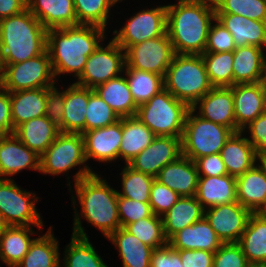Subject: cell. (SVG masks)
<instances>
[{
    "instance_id": "6da1fadb",
    "label": "cell",
    "mask_w": 266,
    "mask_h": 267,
    "mask_svg": "<svg viewBox=\"0 0 266 267\" xmlns=\"http://www.w3.org/2000/svg\"><path fill=\"white\" fill-rule=\"evenodd\" d=\"M215 19L213 0H179L167 5L166 32L175 54L202 55Z\"/></svg>"
},
{
    "instance_id": "7a4b0ae2",
    "label": "cell",
    "mask_w": 266,
    "mask_h": 267,
    "mask_svg": "<svg viewBox=\"0 0 266 267\" xmlns=\"http://www.w3.org/2000/svg\"><path fill=\"white\" fill-rule=\"evenodd\" d=\"M105 28L96 25L53 28L47 30V48L53 72L56 75L75 73L79 77L87 58L105 38Z\"/></svg>"
},
{
    "instance_id": "3957f363",
    "label": "cell",
    "mask_w": 266,
    "mask_h": 267,
    "mask_svg": "<svg viewBox=\"0 0 266 267\" xmlns=\"http://www.w3.org/2000/svg\"><path fill=\"white\" fill-rule=\"evenodd\" d=\"M75 188L82 209V216L96 226L107 238L120 225L118 191L109 187L89 167L84 166L75 174Z\"/></svg>"
},
{
    "instance_id": "277c9868",
    "label": "cell",
    "mask_w": 266,
    "mask_h": 267,
    "mask_svg": "<svg viewBox=\"0 0 266 267\" xmlns=\"http://www.w3.org/2000/svg\"><path fill=\"white\" fill-rule=\"evenodd\" d=\"M47 48V29L26 8L0 20V50L3 64H15L39 56Z\"/></svg>"
},
{
    "instance_id": "5b68a950",
    "label": "cell",
    "mask_w": 266,
    "mask_h": 267,
    "mask_svg": "<svg viewBox=\"0 0 266 267\" xmlns=\"http://www.w3.org/2000/svg\"><path fill=\"white\" fill-rule=\"evenodd\" d=\"M164 88L192 108L213 88L202 56L175 54L164 76Z\"/></svg>"
},
{
    "instance_id": "8992f818",
    "label": "cell",
    "mask_w": 266,
    "mask_h": 267,
    "mask_svg": "<svg viewBox=\"0 0 266 267\" xmlns=\"http://www.w3.org/2000/svg\"><path fill=\"white\" fill-rule=\"evenodd\" d=\"M189 109L184 102L176 99L164 88L148 102L138 106L136 117L155 136L182 138L185 119Z\"/></svg>"
},
{
    "instance_id": "52a82bcc",
    "label": "cell",
    "mask_w": 266,
    "mask_h": 267,
    "mask_svg": "<svg viewBox=\"0 0 266 267\" xmlns=\"http://www.w3.org/2000/svg\"><path fill=\"white\" fill-rule=\"evenodd\" d=\"M190 108L187 112L181 138L182 155L196 159L220 153L226 141L234 133L230 128L205 120Z\"/></svg>"
},
{
    "instance_id": "ba28073f",
    "label": "cell",
    "mask_w": 266,
    "mask_h": 267,
    "mask_svg": "<svg viewBox=\"0 0 266 267\" xmlns=\"http://www.w3.org/2000/svg\"><path fill=\"white\" fill-rule=\"evenodd\" d=\"M3 65L0 85L9 92L54 86L55 75L47 50L29 60Z\"/></svg>"
},
{
    "instance_id": "9c48e42d",
    "label": "cell",
    "mask_w": 266,
    "mask_h": 267,
    "mask_svg": "<svg viewBox=\"0 0 266 267\" xmlns=\"http://www.w3.org/2000/svg\"><path fill=\"white\" fill-rule=\"evenodd\" d=\"M14 183L11 179L0 178V213L9 226L35 225L41 229L43 222L35 208L37 197Z\"/></svg>"
},
{
    "instance_id": "30bf717a",
    "label": "cell",
    "mask_w": 266,
    "mask_h": 267,
    "mask_svg": "<svg viewBox=\"0 0 266 267\" xmlns=\"http://www.w3.org/2000/svg\"><path fill=\"white\" fill-rule=\"evenodd\" d=\"M125 66L165 76L166 70L175 56L173 45L167 32L153 39L125 50Z\"/></svg>"
},
{
    "instance_id": "8fae6325",
    "label": "cell",
    "mask_w": 266,
    "mask_h": 267,
    "mask_svg": "<svg viewBox=\"0 0 266 267\" xmlns=\"http://www.w3.org/2000/svg\"><path fill=\"white\" fill-rule=\"evenodd\" d=\"M123 51L113 39L105 48L99 45L88 56L84 70L75 84L95 89L108 80L118 77L125 67V53Z\"/></svg>"
},
{
    "instance_id": "7c38bea8",
    "label": "cell",
    "mask_w": 266,
    "mask_h": 267,
    "mask_svg": "<svg viewBox=\"0 0 266 267\" xmlns=\"http://www.w3.org/2000/svg\"><path fill=\"white\" fill-rule=\"evenodd\" d=\"M81 133H60L40 156V172L57 175L86 162Z\"/></svg>"
},
{
    "instance_id": "4fadbf2b",
    "label": "cell",
    "mask_w": 266,
    "mask_h": 267,
    "mask_svg": "<svg viewBox=\"0 0 266 267\" xmlns=\"http://www.w3.org/2000/svg\"><path fill=\"white\" fill-rule=\"evenodd\" d=\"M166 22L167 5L142 10L131 17L119 32L114 30L116 36L113 40L125 50L128 46L164 35L166 33Z\"/></svg>"
},
{
    "instance_id": "5bb4252c",
    "label": "cell",
    "mask_w": 266,
    "mask_h": 267,
    "mask_svg": "<svg viewBox=\"0 0 266 267\" xmlns=\"http://www.w3.org/2000/svg\"><path fill=\"white\" fill-rule=\"evenodd\" d=\"M251 211L239 202L209 207L204 217L223 243H238Z\"/></svg>"
},
{
    "instance_id": "9a60e30c",
    "label": "cell",
    "mask_w": 266,
    "mask_h": 267,
    "mask_svg": "<svg viewBox=\"0 0 266 267\" xmlns=\"http://www.w3.org/2000/svg\"><path fill=\"white\" fill-rule=\"evenodd\" d=\"M181 155V138L156 136L128 165L136 171L156 177L164 166L176 161Z\"/></svg>"
},
{
    "instance_id": "2e32d148",
    "label": "cell",
    "mask_w": 266,
    "mask_h": 267,
    "mask_svg": "<svg viewBox=\"0 0 266 267\" xmlns=\"http://www.w3.org/2000/svg\"><path fill=\"white\" fill-rule=\"evenodd\" d=\"M236 132L266 111V88L264 82L234 84L232 86Z\"/></svg>"
},
{
    "instance_id": "e0dca14e",
    "label": "cell",
    "mask_w": 266,
    "mask_h": 267,
    "mask_svg": "<svg viewBox=\"0 0 266 267\" xmlns=\"http://www.w3.org/2000/svg\"><path fill=\"white\" fill-rule=\"evenodd\" d=\"M200 104L201 118L224 125L236 133L234 99L232 87H213L192 107L194 111Z\"/></svg>"
},
{
    "instance_id": "ac0fdd59",
    "label": "cell",
    "mask_w": 266,
    "mask_h": 267,
    "mask_svg": "<svg viewBox=\"0 0 266 267\" xmlns=\"http://www.w3.org/2000/svg\"><path fill=\"white\" fill-rule=\"evenodd\" d=\"M86 160L114 161L119 157L122 139V118L116 123L82 133Z\"/></svg>"
},
{
    "instance_id": "d6986e66",
    "label": "cell",
    "mask_w": 266,
    "mask_h": 267,
    "mask_svg": "<svg viewBox=\"0 0 266 267\" xmlns=\"http://www.w3.org/2000/svg\"><path fill=\"white\" fill-rule=\"evenodd\" d=\"M26 168L40 171V156L14 133L0 136V177L14 175Z\"/></svg>"
},
{
    "instance_id": "ffe728a7",
    "label": "cell",
    "mask_w": 266,
    "mask_h": 267,
    "mask_svg": "<svg viewBox=\"0 0 266 267\" xmlns=\"http://www.w3.org/2000/svg\"><path fill=\"white\" fill-rule=\"evenodd\" d=\"M155 179L181 197H192L197 191L199 174L195 162L181 155L176 161L164 166Z\"/></svg>"
},
{
    "instance_id": "44dd1931",
    "label": "cell",
    "mask_w": 266,
    "mask_h": 267,
    "mask_svg": "<svg viewBox=\"0 0 266 267\" xmlns=\"http://www.w3.org/2000/svg\"><path fill=\"white\" fill-rule=\"evenodd\" d=\"M168 244L174 250H206L214 253L223 242L203 217L175 233Z\"/></svg>"
},
{
    "instance_id": "7402d4cb",
    "label": "cell",
    "mask_w": 266,
    "mask_h": 267,
    "mask_svg": "<svg viewBox=\"0 0 266 267\" xmlns=\"http://www.w3.org/2000/svg\"><path fill=\"white\" fill-rule=\"evenodd\" d=\"M27 9L47 30L79 25L73 0H27Z\"/></svg>"
},
{
    "instance_id": "603a6c76",
    "label": "cell",
    "mask_w": 266,
    "mask_h": 267,
    "mask_svg": "<svg viewBox=\"0 0 266 267\" xmlns=\"http://www.w3.org/2000/svg\"><path fill=\"white\" fill-rule=\"evenodd\" d=\"M216 19L232 34L236 48L266 47V22L231 13H216Z\"/></svg>"
},
{
    "instance_id": "cb8c5ba5",
    "label": "cell",
    "mask_w": 266,
    "mask_h": 267,
    "mask_svg": "<svg viewBox=\"0 0 266 267\" xmlns=\"http://www.w3.org/2000/svg\"><path fill=\"white\" fill-rule=\"evenodd\" d=\"M237 202L257 213L266 201V163L260 160L244 174L236 177Z\"/></svg>"
},
{
    "instance_id": "d4e9b609",
    "label": "cell",
    "mask_w": 266,
    "mask_h": 267,
    "mask_svg": "<svg viewBox=\"0 0 266 267\" xmlns=\"http://www.w3.org/2000/svg\"><path fill=\"white\" fill-rule=\"evenodd\" d=\"M242 133H233L220 151L228 175L234 177L252 169L257 158L261 160L248 138L241 137Z\"/></svg>"
},
{
    "instance_id": "484cf974",
    "label": "cell",
    "mask_w": 266,
    "mask_h": 267,
    "mask_svg": "<svg viewBox=\"0 0 266 267\" xmlns=\"http://www.w3.org/2000/svg\"><path fill=\"white\" fill-rule=\"evenodd\" d=\"M266 58L260 47L247 45L233 51V85L263 82Z\"/></svg>"
},
{
    "instance_id": "4316f807",
    "label": "cell",
    "mask_w": 266,
    "mask_h": 267,
    "mask_svg": "<svg viewBox=\"0 0 266 267\" xmlns=\"http://www.w3.org/2000/svg\"><path fill=\"white\" fill-rule=\"evenodd\" d=\"M195 197L204 209L237 202L236 177L199 176Z\"/></svg>"
},
{
    "instance_id": "83f0119b",
    "label": "cell",
    "mask_w": 266,
    "mask_h": 267,
    "mask_svg": "<svg viewBox=\"0 0 266 267\" xmlns=\"http://www.w3.org/2000/svg\"><path fill=\"white\" fill-rule=\"evenodd\" d=\"M74 218V228L70 244L65 250L64 267H108L95 251V248L88 240L86 232L81 225V221L76 213Z\"/></svg>"
},
{
    "instance_id": "f1b7e54d",
    "label": "cell",
    "mask_w": 266,
    "mask_h": 267,
    "mask_svg": "<svg viewBox=\"0 0 266 267\" xmlns=\"http://www.w3.org/2000/svg\"><path fill=\"white\" fill-rule=\"evenodd\" d=\"M59 128L46 115L23 122L14 129L17 138L41 156L60 134Z\"/></svg>"
},
{
    "instance_id": "f546056e",
    "label": "cell",
    "mask_w": 266,
    "mask_h": 267,
    "mask_svg": "<svg viewBox=\"0 0 266 267\" xmlns=\"http://www.w3.org/2000/svg\"><path fill=\"white\" fill-rule=\"evenodd\" d=\"M89 102V88L73 83L65 90L63 124L61 133L85 132L86 110Z\"/></svg>"
},
{
    "instance_id": "4dcf8cb0",
    "label": "cell",
    "mask_w": 266,
    "mask_h": 267,
    "mask_svg": "<svg viewBox=\"0 0 266 267\" xmlns=\"http://www.w3.org/2000/svg\"><path fill=\"white\" fill-rule=\"evenodd\" d=\"M13 129L23 122L46 115L45 88L10 92Z\"/></svg>"
},
{
    "instance_id": "1f68e13d",
    "label": "cell",
    "mask_w": 266,
    "mask_h": 267,
    "mask_svg": "<svg viewBox=\"0 0 266 267\" xmlns=\"http://www.w3.org/2000/svg\"><path fill=\"white\" fill-rule=\"evenodd\" d=\"M201 203L192 197H180L179 200L162 216L164 234L169 240L175 233L192 225L204 217Z\"/></svg>"
},
{
    "instance_id": "d6a6232c",
    "label": "cell",
    "mask_w": 266,
    "mask_h": 267,
    "mask_svg": "<svg viewBox=\"0 0 266 267\" xmlns=\"http://www.w3.org/2000/svg\"><path fill=\"white\" fill-rule=\"evenodd\" d=\"M93 90L120 118L136 116L138 106L133 100L126 77H115Z\"/></svg>"
},
{
    "instance_id": "836d02e7",
    "label": "cell",
    "mask_w": 266,
    "mask_h": 267,
    "mask_svg": "<svg viewBox=\"0 0 266 267\" xmlns=\"http://www.w3.org/2000/svg\"><path fill=\"white\" fill-rule=\"evenodd\" d=\"M107 238L119 249L123 267H150L154 248L143 243L124 227L118 228Z\"/></svg>"
},
{
    "instance_id": "e575fe53",
    "label": "cell",
    "mask_w": 266,
    "mask_h": 267,
    "mask_svg": "<svg viewBox=\"0 0 266 267\" xmlns=\"http://www.w3.org/2000/svg\"><path fill=\"white\" fill-rule=\"evenodd\" d=\"M155 137V134L136 116L122 118L119 157L124 158L128 164L148 147Z\"/></svg>"
},
{
    "instance_id": "d590c367",
    "label": "cell",
    "mask_w": 266,
    "mask_h": 267,
    "mask_svg": "<svg viewBox=\"0 0 266 267\" xmlns=\"http://www.w3.org/2000/svg\"><path fill=\"white\" fill-rule=\"evenodd\" d=\"M238 244L249 263L266 264V218L251 213Z\"/></svg>"
},
{
    "instance_id": "8d00e7d4",
    "label": "cell",
    "mask_w": 266,
    "mask_h": 267,
    "mask_svg": "<svg viewBox=\"0 0 266 267\" xmlns=\"http://www.w3.org/2000/svg\"><path fill=\"white\" fill-rule=\"evenodd\" d=\"M30 226H9L0 235V258L8 267H15L28 252L31 243Z\"/></svg>"
},
{
    "instance_id": "74e56055",
    "label": "cell",
    "mask_w": 266,
    "mask_h": 267,
    "mask_svg": "<svg viewBox=\"0 0 266 267\" xmlns=\"http://www.w3.org/2000/svg\"><path fill=\"white\" fill-rule=\"evenodd\" d=\"M51 228L45 235L33 240L28 252L15 267H60L59 243Z\"/></svg>"
},
{
    "instance_id": "f35d334b",
    "label": "cell",
    "mask_w": 266,
    "mask_h": 267,
    "mask_svg": "<svg viewBox=\"0 0 266 267\" xmlns=\"http://www.w3.org/2000/svg\"><path fill=\"white\" fill-rule=\"evenodd\" d=\"M127 83L137 106L148 102L155 94L164 89V76L124 67Z\"/></svg>"
},
{
    "instance_id": "ab89813d",
    "label": "cell",
    "mask_w": 266,
    "mask_h": 267,
    "mask_svg": "<svg viewBox=\"0 0 266 267\" xmlns=\"http://www.w3.org/2000/svg\"><path fill=\"white\" fill-rule=\"evenodd\" d=\"M201 56L213 87L233 86V51L204 52Z\"/></svg>"
},
{
    "instance_id": "60d3db41",
    "label": "cell",
    "mask_w": 266,
    "mask_h": 267,
    "mask_svg": "<svg viewBox=\"0 0 266 267\" xmlns=\"http://www.w3.org/2000/svg\"><path fill=\"white\" fill-rule=\"evenodd\" d=\"M121 175L123 192H117L118 196L149 203L151 186L155 177L136 171L128 164Z\"/></svg>"
},
{
    "instance_id": "b9f144b4",
    "label": "cell",
    "mask_w": 266,
    "mask_h": 267,
    "mask_svg": "<svg viewBox=\"0 0 266 267\" xmlns=\"http://www.w3.org/2000/svg\"><path fill=\"white\" fill-rule=\"evenodd\" d=\"M124 228L154 249L165 246L168 243L164 234L161 216L154 214L151 217H146L128 224Z\"/></svg>"
},
{
    "instance_id": "7bdbcfd3",
    "label": "cell",
    "mask_w": 266,
    "mask_h": 267,
    "mask_svg": "<svg viewBox=\"0 0 266 267\" xmlns=\"http://www.w3.org/2000/svg\"><path fill=\"white\" fill-rule=\"evenodd\" d=\"M78 24L106 27L110 7L120 0H73Z\"/></svg>"
},
{
    "instance_id": "ee69618b",
    "label": "cell",
    "mask_w": 266,
    "mask_h": 267,
    "mask_svg": "<svg viewBox=\"0 0 266 267\" xmlns=\"http://www.w3.org/2000/svg\"><path fill=\"white\" fill-rule=\"evenodd\" d=\"M85 131L112 125L120 120L113 109L89 88V102L86 110Z\"/></svg>"
},
{
    "instance_id": "f6af8a7d",
    "label": "cell",
    "mask_w": 266,
    "mask_h": 267,
    "mask_svg": "<svg viewBox=\"0 0 266 267\" xmlns=\"http://www.w3.org/2000/svg\"><path fill=\"white\" fill-rule=\"evenodd\" d=\"M216 13H231L266 22V0H213Z\"/></svg>"
},
{
    "instance_id": "bcb514c9",
    "label": "cell",
    "mask_w": 266,
    "mask_h": 267,
    "mask_svg": "<svg viewBox=\"0 0 266 267\" xmlns=\"http://www.w3.org/2000/svg\"><path fill=\"white\" fill-rule=\"evenodd\" d=\"M118 213L121 227L154 215L149 203L118 196Z\"/></svg>"
},
{
    "instance_id": "7dc6e473",
    "label": "cell",
    "mask_w": 266,
    "mask_h": 267,
    "mask_svg": "<svg viewBox=\"0 0 266 267\" xmlns=\"http://www.w3.org/2000/svg\"><path fill=\"white\" fill-rule=\"evenodd\" d=\"M180 197L175 191L154 179L151 186L149 204L155 215L162 216Z\"/></svg>"
},
{
    "instance_id": "c3c4849f",
    "label": "cell",
    "mask_w": 266,
    "mask_h": 267,
    "mask_svg": "<svg viewBox=\"0 0 266 267\" xmlns=\"http://www.w3.org/2000/svg\"><path fill=\"white\" fill-rule=\"evenodd\" d=\"M248 264L238 243H223L214 252L213 267H246Z\"/></svg>"
},
{
    "instance_id": "681fc988",
    "label": "cell",
    "mask_w": 266,
    "mask_h": 267,
    "mask_svg": "<svg viewBox=\"0 0 266 267\" xmlns=\"http://www.w3.org/2000/svg\"><path fill=\"white\" fill-rule=\"evenodd\" d=\"M214 21H216V24L210 26L205 52L219 53L234 51L236 46L232 34L217 19Z\"/></svg>"
},
{
    "instance_id": "f907efd6",
    "label": "cell",
    "mask_w": 266,
    "mask_h": 267,
    "mask_svg": "<svg viewBox=\"0 0 266 267\" xmlns=\"http://www.w3.org/2000/svg\"><path fill=\"white\" fill-rule=\"evenodd\" d=\"M46 117L60 128L63 124L65 91L58 92L55 86L45 88Z\"/></svg>"
},
{
    "instance_id": "816d5d0a",
    "label": "cell",
    "mask_w": 266,
    "mask_h": 267,
    "mask_svg": "<svg viewBox=\"0 0 266 267\" xmlns=\"http://www.w3.org/2000/svg\"><path fill=\"white\" fill-rule=\"evenodd\" d=\"M251 133V140L248 141L253 145L260 159L266 157V111L259 117L248 124Z\"/></svg>"
},
{
    "instance_id": "f5cc1de1",
    "label": "cell",
    "mask_w": 266,
    "mask_h": 267,
    "mask_svg": "<svg viewBox=\"0 0 266 267\" xmlns=\"http://www.w3.org/2000/svg\"><path fill=\"white\" fill-rule=\"evenodd\" d=\"M194 162L199 176H222L228 174L220 153L202 156Z\"/></svg>"
},
{
    "instance_id": "db71d44e",
    "label": "cell",
    "mask_w": 266,
    "mask_h": 267,
    "mask_svg": "<svg viewBox=\"0 0 266 267\" xmlns=\"http://www.w3.org/2000/svg\"><path fill=\"white\" fill-rule=\"evenodd\" d=\"M150 267H183L180 254L168 243L152 252Z\"/></svg>"
},
{
    "instance_id": "11a10c76",
    "label": "cell",
    "mask_w": 266,
    "mask_h": 267,
    "mask_svg": "<svg viewBox=\"0 0 266 267\" xmlns=\"http://www.w3.org/2000/svg\"><path fill=\"white\" fill-rule=\"evenodd\" d=\"M183 267H213L214 253L206 250H176Z\"/></svg>"
},
{
    "instance_id": "9f6ffc18",
    "label": "cell",
    "mask_w": 266,
    "mask_h": 267,
    "mask_svg": "<svg viewBox=\"0 0 266 267\" xmlns=\"http://www.w3.org/2000/svg\"><path fill=\"white\" fill-rule=\"evenodd\" d=\"M13 133L10 92L0 85V136Z\"/></svg>"
},
{
    "instance_id": "6f0895ef",
    "label": "cell",
    "mask_w": 266,
    "mask_h": 267,
    "mask_svg": "<svg viewBox=\"0 0 266 267\" xmlns=\"http://www.w3.org/2000/svg\"><path fill=\"white\" fill-rule=\"evenodd\" d=\"M27 8V0H0V20L21 13Z\"/></svg>"
},
{
    "instance_id": "680465c9",
    "label": "cell",
    "mask_w": 266,
    "mask_h": 267,
    "mask_svg": "<svg viewBox=\"0 0 266 267\" xmlns=\"http://www.w3.org/2000/svg\"><path fill=\"white\" fill-rule=\"evenodd\" d=\"M9 227V225L6 223L4 217L0 213V235Z\"/></svg>"
},
{
    "instance_id": "91938a15",
    "label": "cell",
    "mask_w": 266,
    "mask_h": 267,
    "mask_svg": "<svg viewBox=\"0 0 266 267\" xmlns=\"http://www.w3.org/2000/svg\"><path fill=\"white\" fill-rule=\"evenodd\" d=\"M3 74H4V65H3L1 50H0V83L3 78Z\"/></svg>"
},
{
    "instance_id": "94428289",
    "label": "cell",
    "mask_w": 266,
    "mask_h": 267,
    "mask_svg": "<svg viewBox=\"0 0 266 267\" xmlns=\"http://www.w3.org/2000/svg\"><path fill=\"white\" fill-rule=\"evenodd\" d=\"M261 217L266 218V201L264 205L260 208V210L257 212Z\"/></svg>"
},
{
    "instance_id": "6125c7cd",
    "label": "cell",
    "mask_w": 266,
    "mask_h": 267,
    "mask_svg": "<svg viewBox=\"0 0 266 267\" xmlns=\"http://www.w3.org/2000/svg\"><path fill=\"white\" fill-rule=\"evenodd\" d=\"M246 267H266V264L249 263Z\"/></svg>"
},
{
    "instance_id": "be15d7a7",
    "label": "cell",
    "mask_w": 266,
    "mask_h": 267,
    "mask_svg": "<svg viewBox=\"0 0 266 267\" xmlns=\"http://www.w3.org/2000/svg\"><path fill=\"white\" fill-rule=\"evenodd\" d=\"M263 82H264V85H265V88H266V65H265V73H264V80H263Z\"/></svg>"
}]
</instances>
